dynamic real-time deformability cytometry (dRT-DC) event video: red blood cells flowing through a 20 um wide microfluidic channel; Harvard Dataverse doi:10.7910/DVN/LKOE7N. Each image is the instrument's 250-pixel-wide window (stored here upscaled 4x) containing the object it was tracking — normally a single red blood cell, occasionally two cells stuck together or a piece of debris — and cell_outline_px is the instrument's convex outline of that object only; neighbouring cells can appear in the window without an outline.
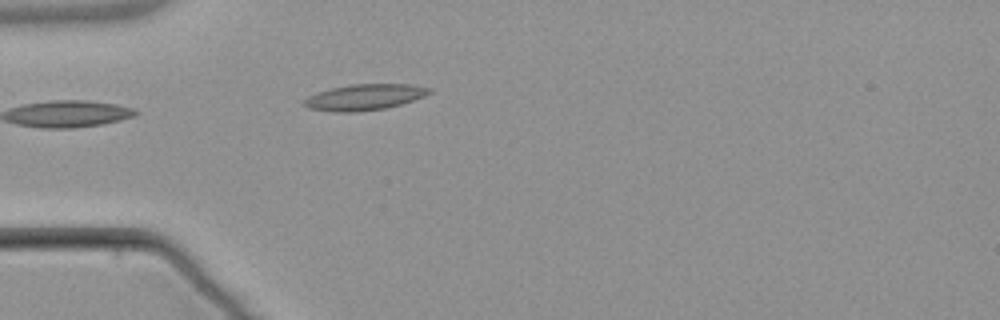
{"species": "common noctule bat (a hibernating species)", "species_latin": "Nyctalus noctula", "temperature_condition": "warm", "stored_images_in_passage": 1, "camera_frame_rate_fps": 3000, "um_per_image_px": 0.085, "animal": {"sex": "male", "body_mass_g": 21.5, "forearm_length_mm": 52.0}, "frame": {"image": 1, "passage_image": 1, "time_ms": 0.0, "image_size_px": [1000, 320], "cell_outline_px": [[432, 92], [424, 96], [400, 104], [384, 108], [356, 112], [332, 112], [308, 108], [300, 104], [308, 96], [332, 88], [352, 84], [412, 84], [432, 88]], "centroid_in_image_um": [30.97, 8.26], "position_along_channel_um": 54.0, "area_um2": 18.9}}